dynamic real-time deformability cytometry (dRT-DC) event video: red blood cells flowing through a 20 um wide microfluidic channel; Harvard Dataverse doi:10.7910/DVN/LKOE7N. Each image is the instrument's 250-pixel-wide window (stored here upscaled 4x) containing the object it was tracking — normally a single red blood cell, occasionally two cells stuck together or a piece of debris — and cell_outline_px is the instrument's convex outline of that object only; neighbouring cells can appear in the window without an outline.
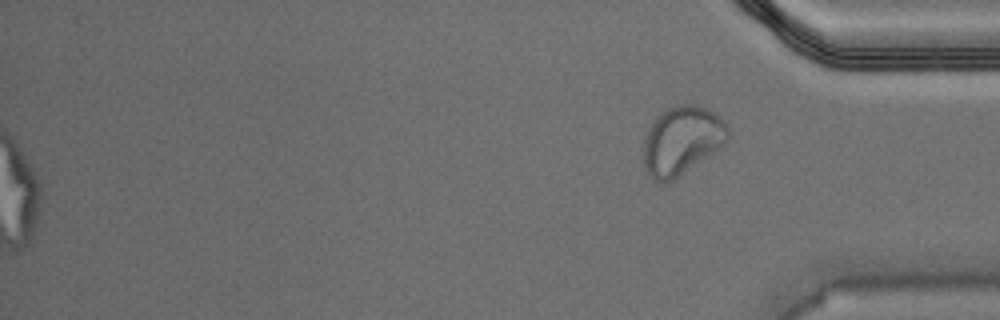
{"species": "Egyptian fruit bat (a non-hibernating species)", "species_latin": "Rousettus aegyptiacus", "temperature_condition": "warm", "stored_images_in_passage": 43, "camera_frame_rate_fps": 3000, "um_per_image_px": 0.085, "animal": {"sex": "male"}, "frame": {"image": 1, "passage_image": 43, "time_ms": 14.0, "image_size_px": [1000, 320], "cell_outline_px": [[728, 136], [724, 144], [672, 180], [664, 184], [656, 180], [648, 172], [644, 164], [644, 140], [648, 128], [656, 116], [668, 108], [676, 104], [696, 104], [720, 116], [724, 120], [728, 128]], "centroid_in_image_um": [57.94, 11.9], "position_along_channel_um": 377.3, "area_um2": 33.12}}